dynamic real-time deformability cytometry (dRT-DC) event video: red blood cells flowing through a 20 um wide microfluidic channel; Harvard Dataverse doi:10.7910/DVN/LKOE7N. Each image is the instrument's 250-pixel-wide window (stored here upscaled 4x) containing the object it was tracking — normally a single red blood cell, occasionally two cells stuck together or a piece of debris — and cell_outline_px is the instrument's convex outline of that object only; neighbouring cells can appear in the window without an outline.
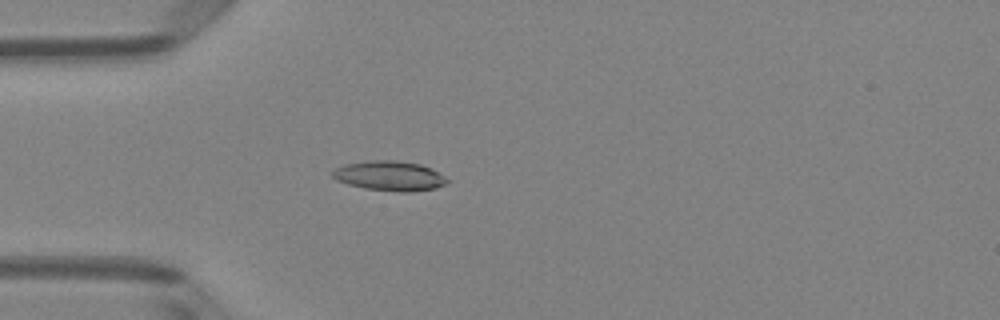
{"species": "Egyptian fruit bat (a non-hibernating species)", "species_latin": "Rousettus aegyptiacus", "temperature_condition": "room temperature", "stored_images_in_passage": 46, "camera_frame_rate_fps": 3000, "um_per_image_px": 0.085, "animal": {"sex": "female"}, "frame": {"image": 1, "passage_image": 10, "time_ms": 3.0, "image_size_px": [1000, 320], "cell_outline_px": [[452, 180], [436, 188], [412, 192], [400, 192], [364, 188], [348, 184], [336, 180], [332, 176], [332, 172], [336, 168], [344, 164], [368, 160], [396, 160], [420, 164], [432, 168]], "centroid_in_image_um": [33.15, 14.94], "position_along_channel_um": 51.9, "area_um2": 20.11}}
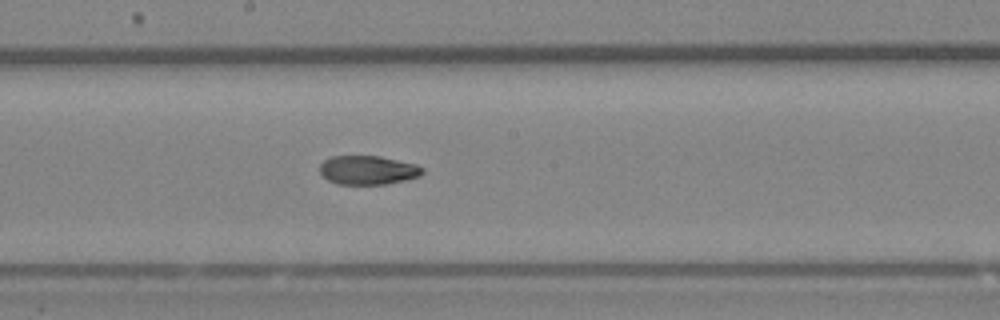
{"frame": {"image": 2, "passage_image": 23, "time_ms": 7.333, "image_size_px": [1000, 320], "cell_outline_px": [[424, 172], [420, 176], [404, 180], [384, 184], [336, 184], [328, 180], [320, 172], [320, 164], [324, 160], [332, 156], [380, 156], [416, 164], [424, 168]], "centroid_in_image_um": [31.28, 14.45], "position_along_channel_um": 216.9, "area_um2": 17.28}}
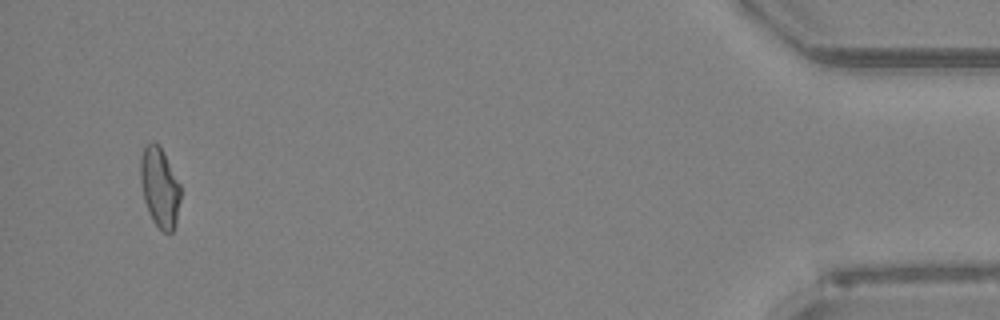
{"frame": {"image": 3, "passage_image": 44, "time_ms": 14.333, "image_size_px": [1000, 320], "cell_outline_px": [[180, 200], [176, 224], [172, 232], [164, 232], [152, 220], [144, 200], [140, 180], [140, 156], [144, 144], [152, 140], [160, 144], [180, 184]], "centroid_in_image_um": [13.56, 15.85], "position_along_channel_um": 421.6, "area_um2": 18.9}, "authors_computed_cell_mechanics": {"area_um2": 18.4093, "velocity_mm_per_s": 4.0427, "shape_relaxation_time_tau1_ms": null, "shape_relaxation_time_tau2_ms": 3.6809, "deformation_change_tau1": null, "deformation_change_tau2": 0.0958}}